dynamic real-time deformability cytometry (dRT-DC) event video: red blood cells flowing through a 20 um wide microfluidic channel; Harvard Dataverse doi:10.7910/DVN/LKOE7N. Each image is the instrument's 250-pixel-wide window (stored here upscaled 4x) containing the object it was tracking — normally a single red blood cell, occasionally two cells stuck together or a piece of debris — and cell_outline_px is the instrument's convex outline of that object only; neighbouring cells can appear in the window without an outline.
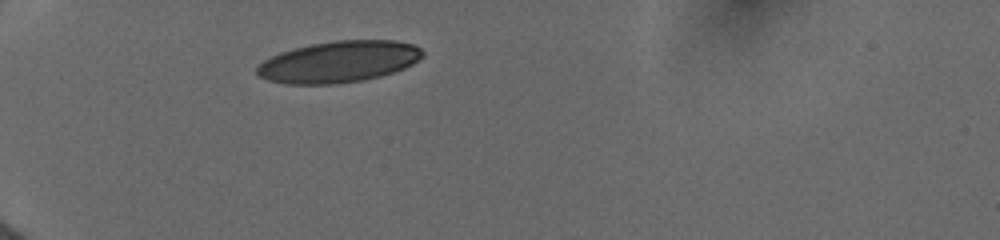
{"species": "human", "species_latin": "Homo sapiens", "temperature_condition": "cold", "stored_images_in_passage": 1, "camera_frame_rate_fps": 3000, "um_per_image_px": 0.085, "donor": {"sex": "female"}, "frame": {"image": 1, "passage_image": 1, "time_ms": 0.0, "image_size_px": [1000, 240], "cell_outline_px": [[424, 56], [412, 64], [404, 68], [380, 76], [364, 80], [332, 84], [284, 84], [268, 80], [260, 76], [256, 72], [256, 68], [264, 60], [280, 52], [312, 44], [336, 40], [396, 40], [416, 44], [424, 52]], "centroid_in_image_um": [28.83, 5.24], "position_along_channel_um": 56.2, "area_um2": 40.0}}